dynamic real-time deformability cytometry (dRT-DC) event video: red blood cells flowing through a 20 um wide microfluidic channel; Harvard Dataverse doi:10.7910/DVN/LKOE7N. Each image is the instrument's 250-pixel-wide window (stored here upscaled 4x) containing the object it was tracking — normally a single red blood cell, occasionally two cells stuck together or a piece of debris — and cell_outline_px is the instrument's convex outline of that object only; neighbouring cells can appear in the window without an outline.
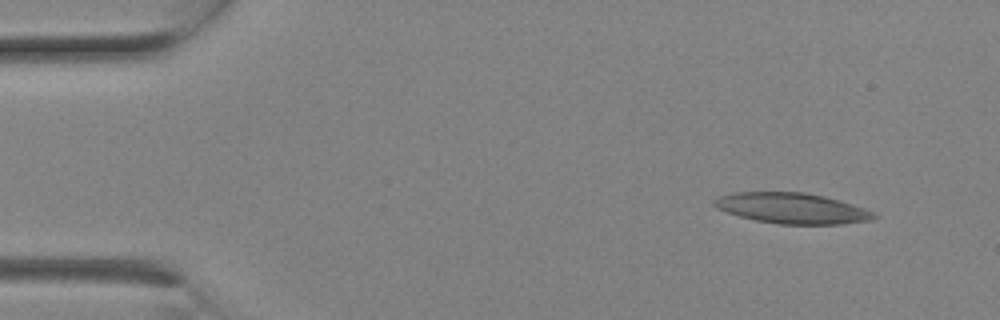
{"species": "Egyptian fruit bat (a non-hibernating species)", "species_latin": "Rousettus aegyptiacus", "temperature_condition": "room temperature", "stored_images_in_passage": 3, "camera_frame_rate_fps": 3000, "um_per_image_px": 0.085, "animal": {"sex": "female"}, "frame": {"image": 1, "passage_image": 3, "time_ms": 0.667, "image_size_px": [1000, 320], "cell_outline_px": [[880, 216], [872, 220], [840, 224], [780, 224], [756, 220], [740, 216], [716, 208], [712, 204], [712, 200], [720, 196], [732, 192], [804, 192], [824, 196], [852, 204], [864, 208]], "centroid_in_image_um": [67.31, 17.7], "position_along_channel_um": 17.7, "area_um2": 28.44}}